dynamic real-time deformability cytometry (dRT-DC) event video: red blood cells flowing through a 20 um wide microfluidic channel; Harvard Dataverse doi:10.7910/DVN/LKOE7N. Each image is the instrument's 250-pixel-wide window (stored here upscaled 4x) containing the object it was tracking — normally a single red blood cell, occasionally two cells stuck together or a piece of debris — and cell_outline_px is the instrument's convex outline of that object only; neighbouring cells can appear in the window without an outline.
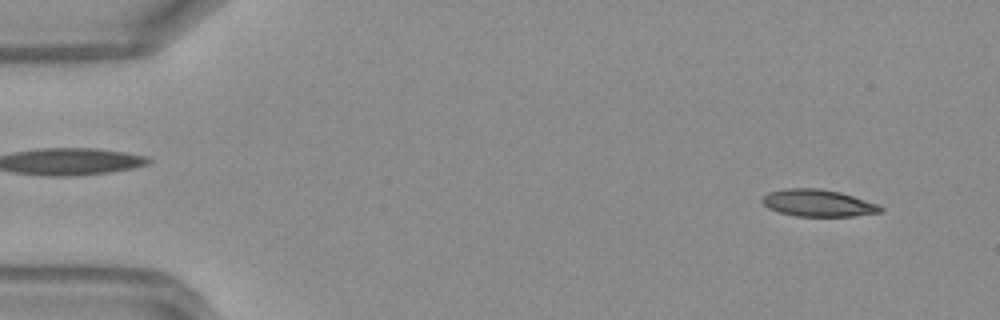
{"species": "Egyptian fruit bat (a non-hibernating species)", "species_latin": "Rousettus aegyptiacus", "temperature_condition": "warm", "stored_images_in_passage": 47, "camera_frame_rate_fps": 3000, "um_per_image_px": 0.085, "frame": {"image": 1, "passage_image": 3, "time_ms": 0.667, "image_size_px": [1000, 320], "cell_outline_px": [[884, 208], [880, 212], [852, 216], [796, 216], [780, 212], [768, 208], [760, 200], [768, 192], [784, 188], [820, 188], [840, 192], [880, 204]], "centroid_in_image_um": [69.54, 17.25], "position_along_channel_um": 15.5, "area_um2": 18.67}}
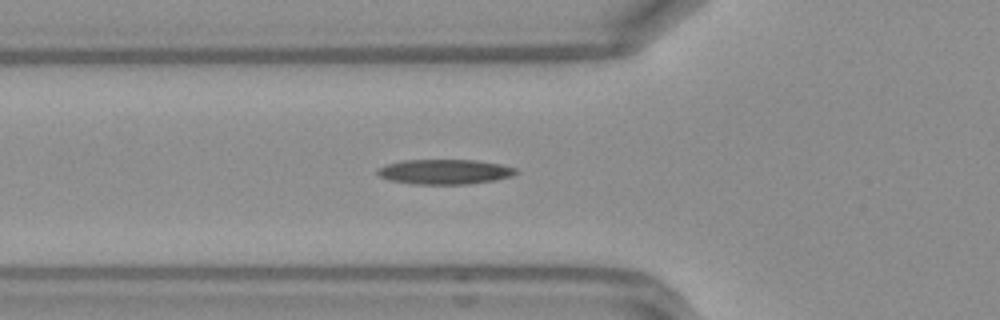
{"frame": {"image": 2, "passage_image": 16, "time_ms": 5.0, "image_size_px": [1000, 320], "cell_outline_px": [[516, 172], [512, 176], [496, 180], [468, 184], [412, 184], [388, 180], [380, 176], [376, 172], [376, 168], [388, 164], [404, 160], [476, 160], [500, 164], [516, 168]], "centroid_in_image_um": [37.77, 14.6], "position_along_channel_um": 88.0, "area_um2": 20.11}}
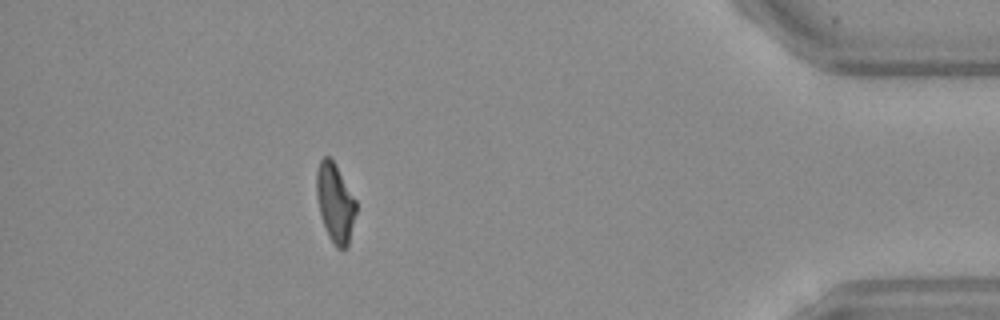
{"frame": {"image": 3, "passage_image": 42, "time_ms": 13.667, "image_size_px": [1000, 320], "cell_outline_px": [[356, 212], [348, 244], [344, 248], [336, 248], [332, 244], [328, 236], [320, 212], [316, 196], [316, 172], [320, 160], [324, 156], [328, 156], [332, 160], [356, 200]], "centroid_in_image_um": [28.47, 17.25], "position_along_channel_um": 406.7, "area_um2": 17.86}, "authors_computed_cell_mechanics": {"area_um2": 19.3052, "velocity_mm_per_s": 4.2314, "shape_relaxation_time_tau1_ms": null, "shape_relaxation_time_tau2_ms": 10.3655, "deformation_change_tau1": null, "deformation_change_tau2": 0.2335}}